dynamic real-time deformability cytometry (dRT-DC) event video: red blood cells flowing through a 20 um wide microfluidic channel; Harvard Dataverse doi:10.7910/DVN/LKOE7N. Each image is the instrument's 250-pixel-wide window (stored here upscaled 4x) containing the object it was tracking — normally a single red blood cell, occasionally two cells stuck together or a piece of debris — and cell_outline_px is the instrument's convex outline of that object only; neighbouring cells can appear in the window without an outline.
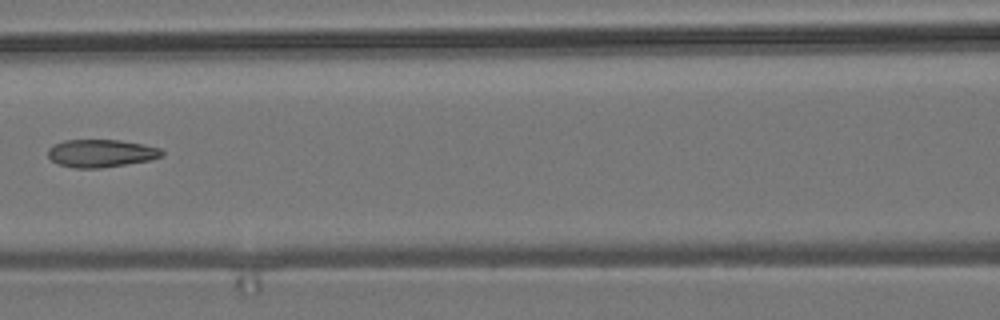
{"species": "common noctule bat (a hibernating species)", "species_latin": "Nyctalus noctula", "temperature_condition": "room temperature", "stored_images_in_passage": 7, "camera_frame_rate_fps": 3000, "um_per_image_px": 0.085, "animal": {"sex": "male", "body_mass_g": 19.2, "forearm_length_mm": 51.8}, "frame": {"image": 1, "passage_image": 6, "time_ms": 6.0, "image_size_px": [1000, 320], "cell_outline_px": [[164, 156], [148, 160], [100, 168], [76, 168], [60, 164], [52, 160], [48, 156], [48, 148], [64, 140], [120, 140], [144, 144], [160, 148], [164, 152]], "centroid_in_image_um": [8.61, 13.02], "position_along_channel_um": 158.0, "area_um2": 18.26}}
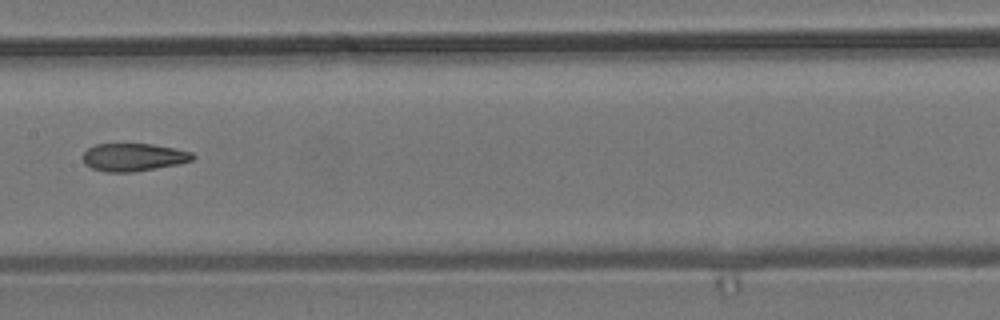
{"frame": {"image": 2, "passage_image": 7, "time_ms": 7.0, "image_size_px": [1000, 320], "cell_outline_px": [[196, 156], [192, 160], [180, 164], [132, 172], [104, 172], [92, 168], [84, 164], [84, 152], [88, 148], [96, 144], [152, 144], [176, 148], [192, 152]], "centroid_in_image_um": [11.37, 13.36], "position_along_channel_um": 196.0, "area_um2": 17.86}}